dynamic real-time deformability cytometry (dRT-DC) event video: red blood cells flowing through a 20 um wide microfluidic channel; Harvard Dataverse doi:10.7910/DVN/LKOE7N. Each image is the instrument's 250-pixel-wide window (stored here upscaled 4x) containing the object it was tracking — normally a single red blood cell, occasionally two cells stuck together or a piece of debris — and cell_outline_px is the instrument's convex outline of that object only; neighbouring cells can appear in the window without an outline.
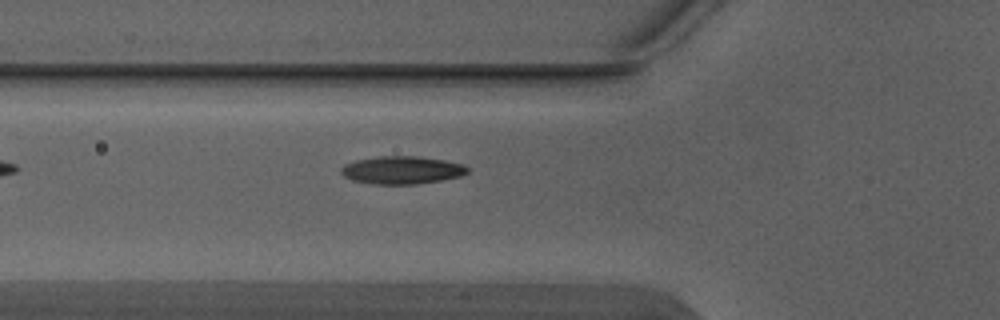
{"species": "Egyptian fruit bat (a non-hibernating species)", "species_latin": "Rousettus aegyptiacus", "temperature_condition": "warm", "stored_images_in_passage": 5, "camera_frame_rate_fps": 3000, "um_per_image_px": 0.085, "animal": {"sex": "male"}, "frame": {"image": 1, "passage_image": 5, "time_ms": 1.333, "image_size_px": [1000, 320], "cell_outline_px": [[468, 172], [460, 176], [440, 180], [416, 184], [376, 184], [352, 180], [344, 176], [340, 172], [340, 168], [344, 164], [356, 160], [380, 156], [416, 156], [444, 160], [464, 164], [468, 168]], "centroid_in_image_um": [34.14, 14.45], "position_along_channel_um": 91.7, "area_um2": 20.4}}